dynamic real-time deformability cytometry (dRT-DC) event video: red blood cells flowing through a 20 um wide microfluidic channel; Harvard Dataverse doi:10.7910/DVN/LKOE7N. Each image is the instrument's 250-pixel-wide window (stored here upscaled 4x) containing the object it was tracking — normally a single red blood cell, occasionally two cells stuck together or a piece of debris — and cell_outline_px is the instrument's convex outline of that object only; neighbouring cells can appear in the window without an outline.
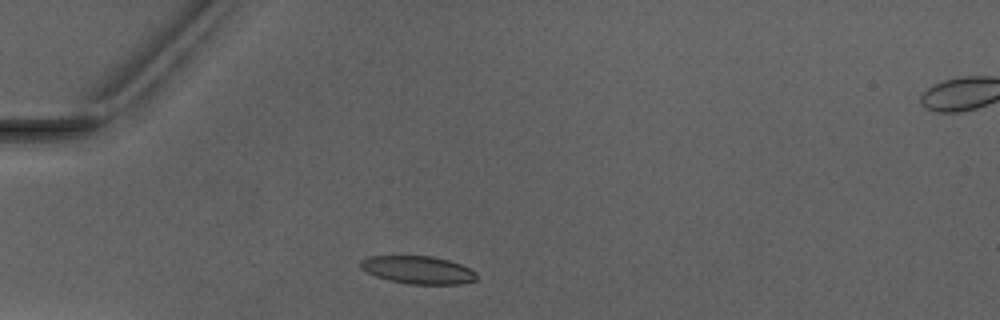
{"species": "Egyptian fruit bat (a non-hibernating species)", "species_latin": "Rousettus aegyptiacus", "temperature_condition": "warm", "stored_images_in_passage": 2, "camera_frame_rate_fps": 3000, "um_per_image_px": 0.085, "animal": {"sex": "male"}, "frame": {"image": 1, "passage_image": 1, "time_ms": 0.0, "image_size_px": [1000, 320], "cell_outline_px": [[476, 280], [460, 284], [412, 284], [392, 280], [376, 276], [360, 268], [360, 260], [368, 256], [432, 256], [448, 260], [460, 264], [476, 272]], "centroid_in_image_um": [35.53, 22.93], "position_along_channel_um": 49.5, "area_um2": 18.61}}